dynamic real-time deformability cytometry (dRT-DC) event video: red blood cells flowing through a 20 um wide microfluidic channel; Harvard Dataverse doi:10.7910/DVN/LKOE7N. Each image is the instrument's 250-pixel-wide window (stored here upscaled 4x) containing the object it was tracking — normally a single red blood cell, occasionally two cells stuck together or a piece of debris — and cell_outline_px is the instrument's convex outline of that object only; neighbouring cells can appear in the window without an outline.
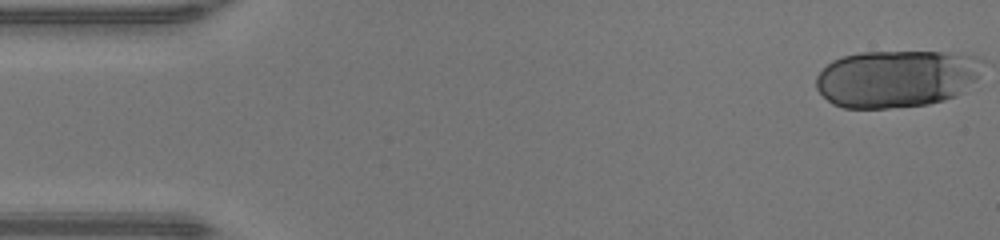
{"species": "human", "species_latin": "Homo sapiens", "temperature_condition": "warm", "stored_images_in_passage": 46, "segment_of_instrument_passage": [1, 2], "camera_frame_rate_fps": 3000, "um_per_image_px": 0.085, "donor": {"sex": "male"}, "frame": {"image": 1, "passage_image": 1, "time_ms": 0.0, "image_size_px": [1000, 240], "cell_outline_px": [[984, 64], [976, 80], [956, 96], [944, 100], [928, 104], [888, 108], [844, 108], [832, 104], [816, 88], [816, 76], [832, 60], [844, 56], [860, 52], [944, 52], [972, 56], [984, 60]], "centroid_in_image_um": [76.2, 6.68], "position_along_channel_um": 8.8, "area_um2": 55.78}}
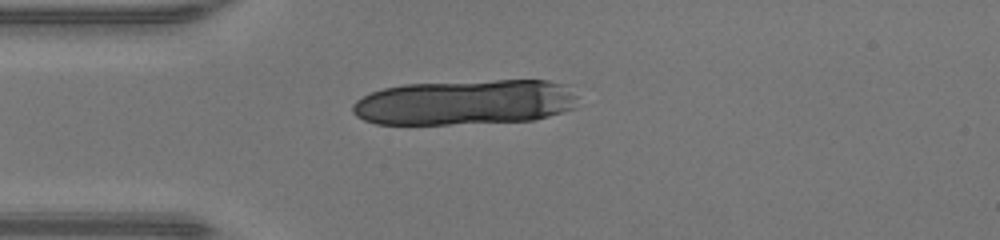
{"frame": {"image": 2, "passage_image": 12, "time_ms": 3.667, "image_size_px": [1000, 240], "cell_outline_px": [[576, 108], [548, 116], [532, 120], [448, 124], [376, 124], [364, 120], [356, 116], [352, 112], [352, 104], [356, 100], [372, 92], [384, 88], [404, 84], [496, 80], [548, 80], [564, 84], [576, 96]], "centroid_in_image_um": [39.52, 8.7], "position_along_channel_um": 45.5, "area_um2": 59.42}}